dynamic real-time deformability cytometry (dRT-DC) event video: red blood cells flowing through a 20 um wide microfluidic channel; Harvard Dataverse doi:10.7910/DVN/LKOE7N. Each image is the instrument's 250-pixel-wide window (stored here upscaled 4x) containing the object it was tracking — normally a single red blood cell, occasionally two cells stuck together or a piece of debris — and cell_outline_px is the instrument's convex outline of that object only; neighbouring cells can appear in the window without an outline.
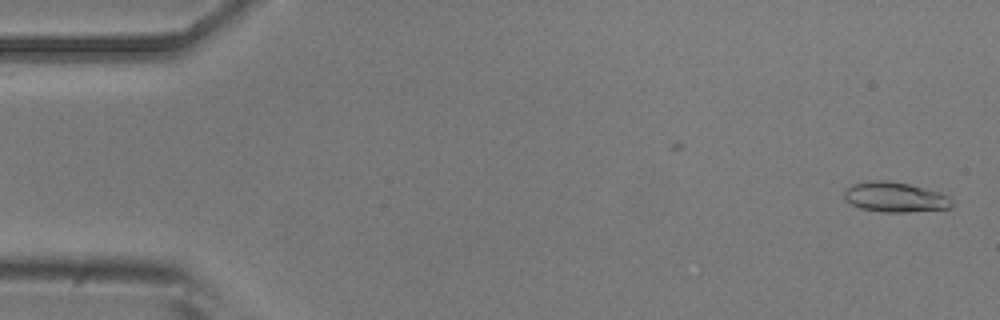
{"species": "common noctule bat (a hibernating species)", "species_latin": "Nyctalus noctula", "temperature_condition": "room temperature", "stored_images_in_passage": 4, "camera_frame_rate_fps": 3000, "um_per_image_px": 0.085, "animal": {"sex": "male", "body_mass_g": 20.5, "forearm_length_mm": 52.5}, "frame": {"image": 1, "passage_image": 1, "time_ms": 0.0, "image_size_px": [1000, 320], "cell_outline_px": [[952, 208], [908, 212], [884, 212], [860, 208], [844, 200], [844, 192], [852, 184], [868, 180], [888, 180], [908, 184], [936, 192], [948, 196], [952, 204]], "centroid_in_image_um": [76.03, 16.76], "position_along_channel_um": 9.0, "area_um2": 18.67}}